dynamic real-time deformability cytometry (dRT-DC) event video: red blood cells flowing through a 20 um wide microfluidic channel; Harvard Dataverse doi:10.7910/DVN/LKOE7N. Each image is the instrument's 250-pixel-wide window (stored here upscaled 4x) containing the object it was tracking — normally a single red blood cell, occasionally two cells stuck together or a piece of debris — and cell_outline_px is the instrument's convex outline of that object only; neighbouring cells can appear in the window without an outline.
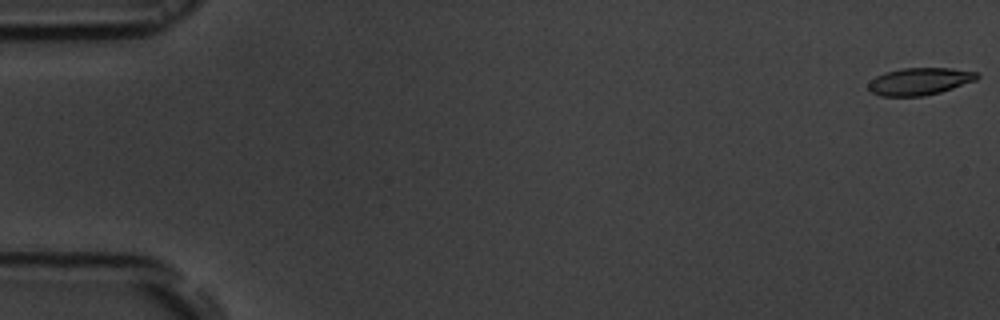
{"species": "common noctule bat (a hibernating species)", "species_latin": "Nyctalus noctula", "temperature_condition": "room temperature", "stored_images_in_passage": 54, "camera_frame_rate_fps": 3000, "um_per_image_px": 0.085, "animal": {"sex": "male", "body_mass_g": 19.5, "forearm_length_mm": 54.6}, "frame": {"image": 1, "passage_image": 1, "time_ms": 0.0, "image_size_px": [1000, 320], "cell_outline_px": [[980, 76], [976, 80], [940, 92], [924, 96], [880, 96], [872, 92], [868, 88], [868, 84], [876, 76], [884, 72], [904, 68], [952, 68], [976, 72]], "centroid_in_image_um": [78.16, 6.91], "position_along_channel_um": 6.8, "area_um2": 17.17}}
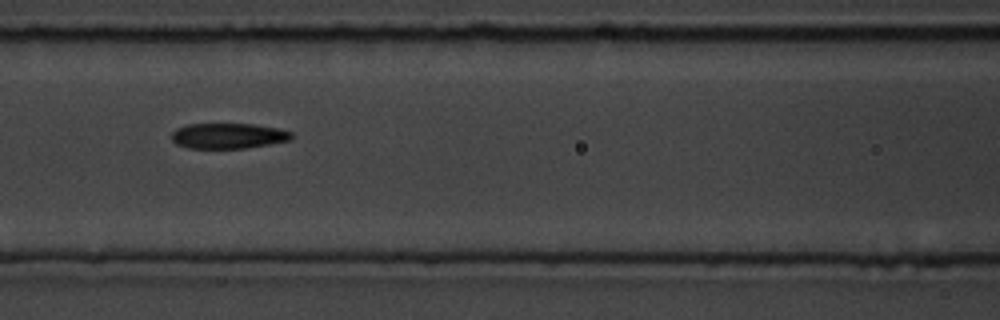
{"frame": {"image": 2, "passage_image": 24, "time_ms": 7.667, "image_size_px": [1000, 320], "cell_outline_px": [[292, 140], [244, 148], [188, 148], [176, 144], [172, 140], [172, 132], [176, 128], [188, 124], [252, 124], [280, 128], [292, 132]], "centroid_in_image_um": [19.4, 11.54], "position_along_channel_um": 147.2, "area_um2": 17.8}}
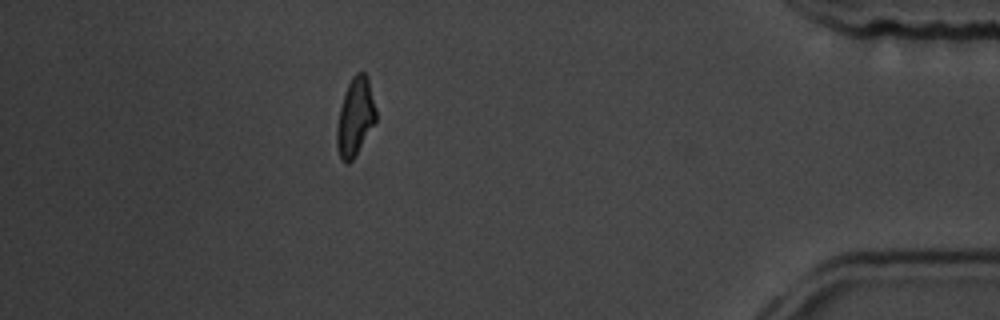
{"frame": {"image": 3, "passage_image": 48, "time_ms": 15.667, "image_size_px": [1000, 320], "cell_outline_px": [[376, 120], [352, 160], [348, 164], [344, 164], [340, 160], [336, 144], [336, 128], [340, 108], [348, 84], [352, 76], [356, 72], [364, 72], [368, 76], [376, 108]], "centroid_in_image_um": [30.18, 9.94], "position_along_channel_um": 405.0, "area_um2": 17.74}, "authors_computed_cell_mechanics": {"area_um2": 18.207, "velocity_mm_per_s": 3.8189, "shape_relaxation_time_tau1_ms": 4.3066, "shape_relaxation_time_tau2_ms": 4.0466, "deformation_change_tau1": 0.1502, "deformation_change_tau2": 0.1148}}